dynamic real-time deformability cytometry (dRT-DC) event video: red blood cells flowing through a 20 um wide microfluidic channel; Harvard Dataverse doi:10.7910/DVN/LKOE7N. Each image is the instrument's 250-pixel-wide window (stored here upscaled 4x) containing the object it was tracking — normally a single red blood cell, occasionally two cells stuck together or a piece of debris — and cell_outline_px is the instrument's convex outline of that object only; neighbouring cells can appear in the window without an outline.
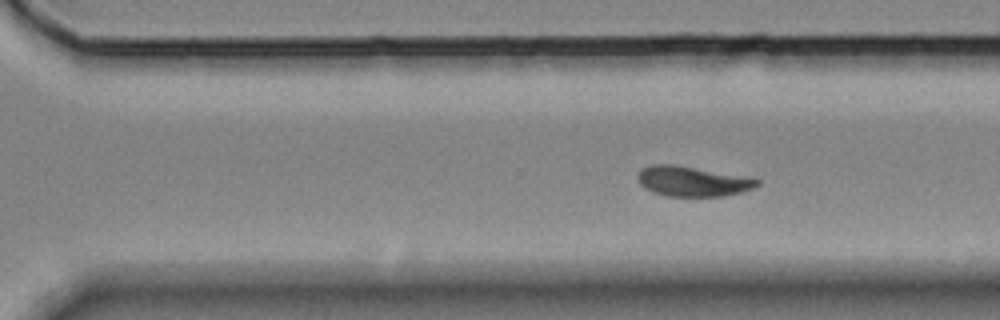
{"species": "Egyptian fruit bat (a non-hibernating species)", "species_latin": "Rousettus aegyptiacus", "temperature_condition": "room temperature", "stored_images_in_passage": 9, "segment_of_instrument_passage": [2, 2], "camera_frame_rate_fps": 3000, "um_per_image_px": 0.085, "animal": {"sex": "female"}, "frame": {"image": 1, "passage_image": 9, "time_ms": 9.333, "image_size_px": [1000, 320], "cell_outline_px": [[760, 184], [752, 188], [740, 192], [724, 196], [668, 196], [652, 192], [644, 188], [640, 184], [636, 176], [640, 168], [652, 164], [672, 164], [740, 176], [760, 180]], "centroid_in_image_um": [58.77, 15.41], "position_along_channel_um": 311.8, "area_um2": 20.63}}